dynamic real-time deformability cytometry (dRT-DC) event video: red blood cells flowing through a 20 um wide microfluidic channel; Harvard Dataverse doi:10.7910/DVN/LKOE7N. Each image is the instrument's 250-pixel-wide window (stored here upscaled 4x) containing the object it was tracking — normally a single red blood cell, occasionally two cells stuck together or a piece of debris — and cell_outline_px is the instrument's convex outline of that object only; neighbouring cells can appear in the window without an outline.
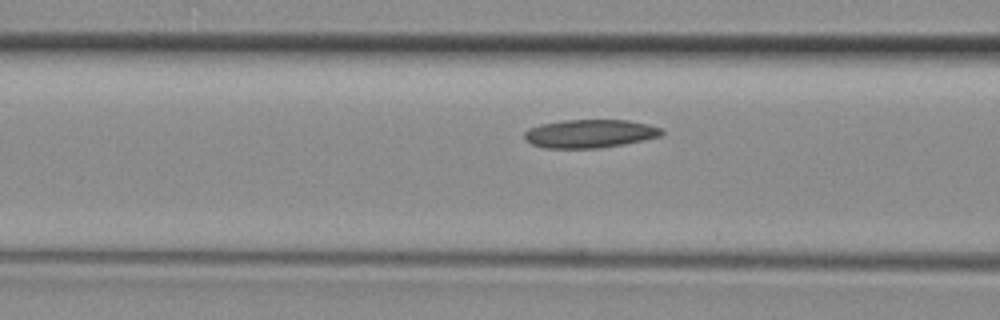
{"species": "common noctule bat (a hibernating species)", "species_latin": "Nyctalus noctula", "temperature_condition": "room temperature", "stored_images_in_passage": 15, "camera_frame_rate_fps": 3000, "um_per_image_px": 0.085, "animal": {"sex": "female", "body_mass_g": 29.2, "forearm_length_mm": 56.3}, "frame": {"image": 1, "passage_image": 11, "time_ms": 3.333, "image_size_px": [1000, 320], "cell_outline_px": [[664, 132], [660, 136], [644, 140], [624, 144], [600, 148], [544, 148], [532, 144], [524, 140], [524, 132], [528, 128], [540, 124], [564, 120], [628, 120], [648, 124], [660, 128]], "centroid_in_image_um": [50.11, 11.36], "position_along_channel_um": 116.5, "area_um2": 22.77}}